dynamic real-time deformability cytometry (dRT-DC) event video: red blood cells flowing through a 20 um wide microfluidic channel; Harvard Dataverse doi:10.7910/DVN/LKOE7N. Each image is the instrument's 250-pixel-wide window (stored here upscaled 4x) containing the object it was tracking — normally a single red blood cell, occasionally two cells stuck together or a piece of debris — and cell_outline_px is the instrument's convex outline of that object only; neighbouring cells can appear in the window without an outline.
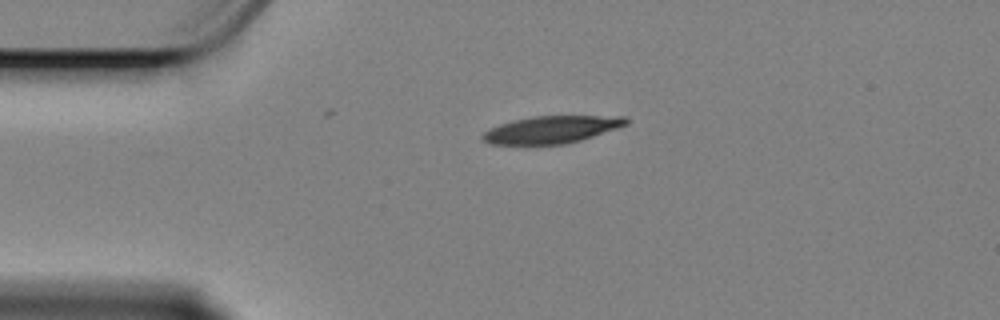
{"species": "Egyptian fruit bat (a non-hibernating species)", "species_latin": "Rousettus aegyptiacus", "temperature_condition": "cold", "stored_images_in_passage": 41, "camera_frame_rate_fps": 3000, "um_per_image_px": 0.085, "animal": {"sex": "female"}, "frame": {"image": 1, "passage_image": 1, "time_ms": 0.0, "image_size_px": [1000, 320], "cell_outline_px": [[628, 124], [580, 140], [564, 144], [492, 144], [484, 140], [480, 136], [484, 132], [500, 124], [512, 120], [536, 116], [628, 116]], "centroid_in_image_um": [46.89, 11.0], "position_along_channel_um": 38.1, "area_um2": 22.48}}
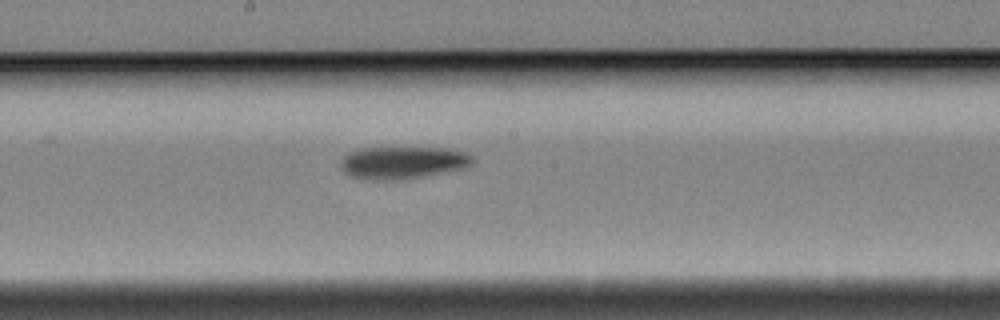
{"frame": {"image": 2, "passage_image": 19, "time_ms": 6.0, "image_size_px": [1000, 320], "cell_outline_px": [[472, 164], [464, 168], [404, 180], [372, 180], [352, 176], [344, 172], [340, 168], [340, 160], [348, 152], [360, 148], [448, 148], [464, 152], [472, 156]], "centroid_in_image_um": [34.2, 13.82], "position_along_channel_um": 214.0, "area_um2": 24.97}}
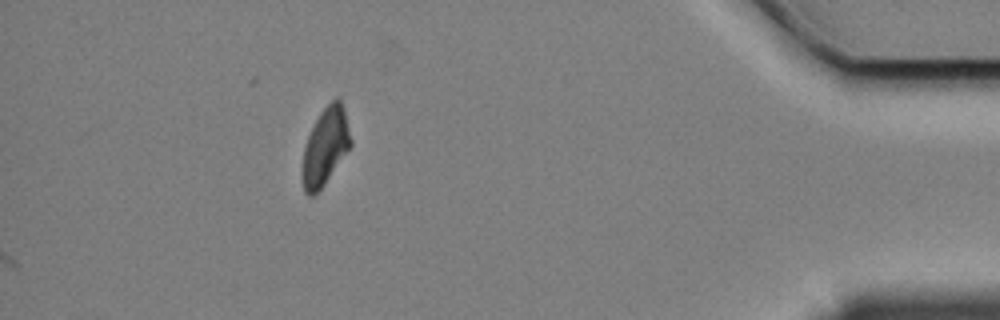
{"frame": {"image": 3, "passage_image": 41, "time_ms": 13.333, "image_size_px": [1000, 320], "cell_outline_px": [[352, 144], [324, 184], [312, 196], [308, 196], [304, 192], [300, 176], [300, 172], [304, 148], [308, 136], [320, 112], [336, 96], [340, 100], [344, 108], [352, 140]], "centroid_in_image_um": [27.62, 12.47], "position_along_channel_um": 407.6, "area_um2": 21.73}, "authors_computed_cell_mechanics": {"area_um2": 24.4494, "velocity_mm_per_s": 3.362, "shape_relaxation_time_tau1_ms": 2.5275, "shape_relaxation_time_tau2_ms": 9.4758, "deformation_change_tau1": 0.141, "deformation_change_tau2": 0.1728}}